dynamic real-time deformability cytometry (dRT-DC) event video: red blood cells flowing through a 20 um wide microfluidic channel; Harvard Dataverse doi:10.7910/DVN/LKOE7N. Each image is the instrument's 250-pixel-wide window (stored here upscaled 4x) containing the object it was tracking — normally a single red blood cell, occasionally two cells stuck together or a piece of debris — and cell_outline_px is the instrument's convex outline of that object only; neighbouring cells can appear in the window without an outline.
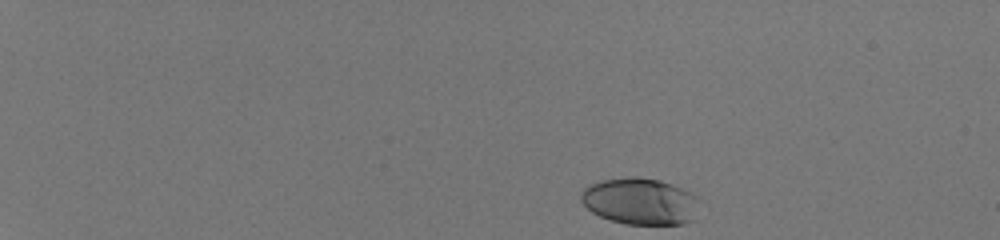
{"species": "human", "species_latin": "Homo sapiens", "temperature_condition": "room temperature", "stored_images_in_passage": 45, "camera_frame_rate_fps": 3000, "um_per_image_px": 0.085, "donor": {"sex": "male"}, "frame": {"image": 1, "passage_image": 1, "time_ms": 0.0, "image_size_px": [1000, 240], "cell_outline_px": [[696, 220], [680, 224], [624, 224], [600, 216], [592, 212], [580, 200], [580, 192], [584, 188], [592, 184], [604, 180], [632, 176], [636, 176], [660, 180], [672, 184], [688, 192], [692, 196]], "centroid_in_image_um": [54.34, 17.11], "position_along_channel_um": 30.7, "area_um2": 31.56}}
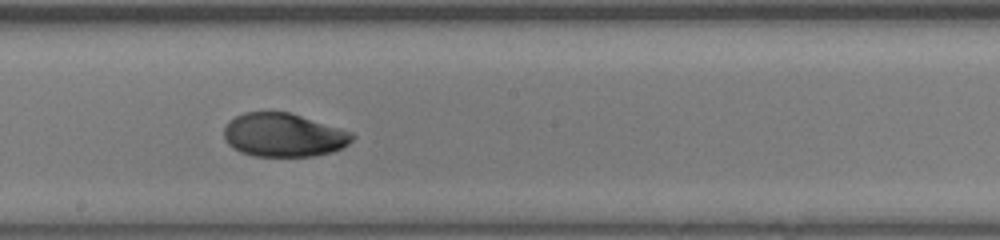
{"frame": {"image": 2, "passage_image": 26, "time_ms": 8.333, "image_size_px": [1000, 240], "cell_outline_px": [[356, 136], [348, 144], [332, 152], [316, 156], [252, 156], [240, 152], [232, 148], [224, 140], [224, 128], [228, 120], [244, 112], [288, 112], [352, 132]], "centroid_in_image_um": [24.07, 11.49], "position_along_channel_um": 224.1, "area_um2": 32.6}}
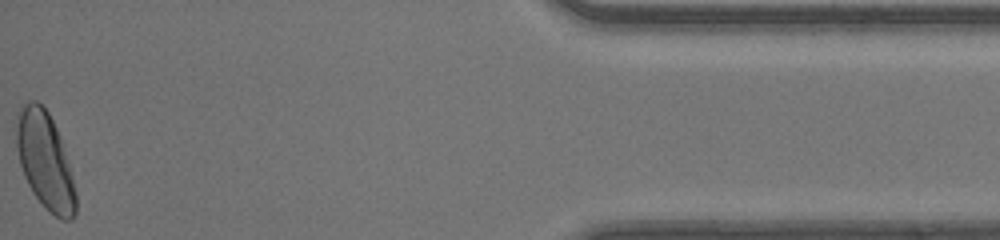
{"frame": {"image": 3, "passage_image": 45, "time_ms": 14.667, "image_size_px": [1000, 240], "cell_outline_px": [[76, 212], [72, 220], [60, 220], [48, 212], [32, 192], [24, 176], [20, 164], [16, 144], [16, 112], [20, 104], [28, 100], [36, 100], [48, 112], [60, 136], [68, 160], [76, 192]], "centroid_in_image_um": [3.81, 13.65], "position_along_channel_um": 431.4, "area_um2": 33.93}, "authors_computed_cell_mechanics": {"area_um2": 32.1946, "velocity_mm_per_s": 4.1627, "shape_relaxation_time_tau1_ms": 4.1329, "shape_relaxation_time_tau2_ms": 3.2293, "deformation_change_tau1": 0.1589, "deformation_change_tau2": 0.0604}}